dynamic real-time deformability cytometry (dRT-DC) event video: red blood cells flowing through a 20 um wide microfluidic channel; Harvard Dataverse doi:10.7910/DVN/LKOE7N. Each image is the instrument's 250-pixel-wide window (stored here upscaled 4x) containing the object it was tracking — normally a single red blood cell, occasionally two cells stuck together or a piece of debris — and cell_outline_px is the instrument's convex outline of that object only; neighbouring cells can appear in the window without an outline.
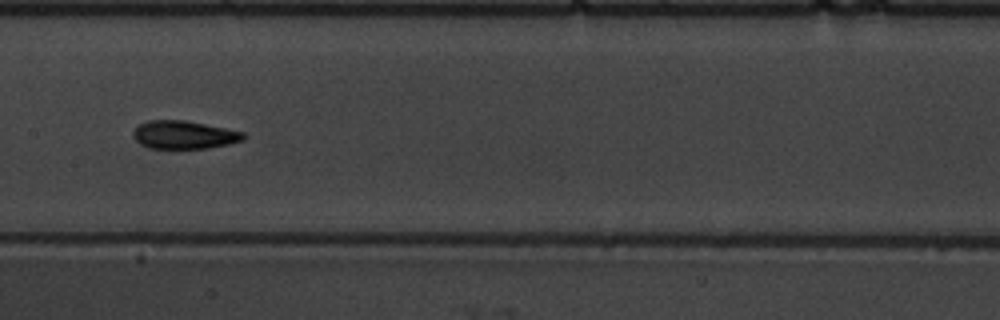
{"species": "common noctule bat (a hibernating species)", "species_latin": "Nyctalus noctula", "temperature_condition": "warm", "stored_images_in_passage": 37, "camera_frame_rate_fps": 3000, "um_per_image_px": 0.085, "animal": {"sex": "male", "body_mass_g": 19.5, "forearm_length_mm": 54.6}, "frame": {"image": 1, "passage_image": 11, "time_ms": 3.333, "image_size_px": [1000, 320], "cell_outline_px": [[244, 140], [228, 144], [208, 148], [148, 148], [140, 144], [132, 136], [132, 132], [140, 124], [148, 120], [184, 120], [244, 132]], "centroid_in_image_um": [15.61, 11.46], "position_along_channel_um": 191.8, "area_um2": 17.92}, "authors_computed_cell_mechanics": {"area_um2": 17.5134, "velocity_mm_per_s": 3.848, "shape_relaxation_time_tau1_ms": 4.0162, "shape_relaxation_time_tau2_ms": 3.628, "deformation_change_tau1": 0.1759, "deformation_change_tau2": 0.0996}}